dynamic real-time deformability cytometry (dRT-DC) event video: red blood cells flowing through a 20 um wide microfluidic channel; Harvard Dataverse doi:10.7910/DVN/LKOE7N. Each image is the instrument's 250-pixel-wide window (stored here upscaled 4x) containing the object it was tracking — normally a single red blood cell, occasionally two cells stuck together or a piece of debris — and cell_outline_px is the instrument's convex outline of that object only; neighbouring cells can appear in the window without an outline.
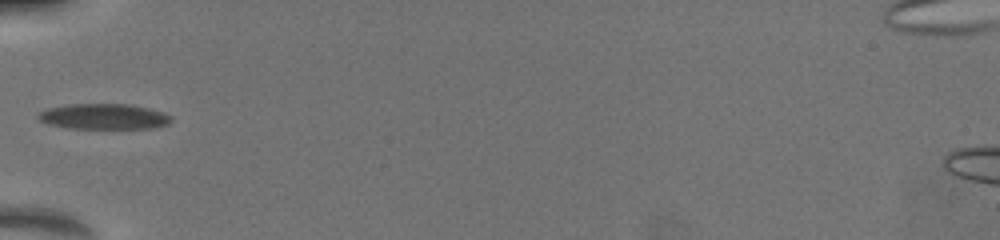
{"species": "common noctule bat (a hibernating species)", "species_latin": "Nyctalus noctula", "temperature_condition": "warm", "stored_images_in_passage": 8, "camera_frame_rate_fps": 3000, "um_per_image_px": 0.085, "animal": {"sex": "female", "body_mass_g": 19.5, "forearm_length_mm": 54.1}, "frame": {"image": 1, "passage_image": 1, "time_ms": 0.0, "image_size_px": [1000, 240], "cell_outline_px": [[172, 120], [168, 124], [152, 128], [68, 128], [48, 124], [40, 120], [36, 116], [40, 112], [48, 108], [72, 104], [132, 104], [148, 108], [160, 112], [168, 116]], "centroid_in_image_um": [8.79, 9.9], "position_along_channel_um": 76.2, "area_um2": 19.54}}
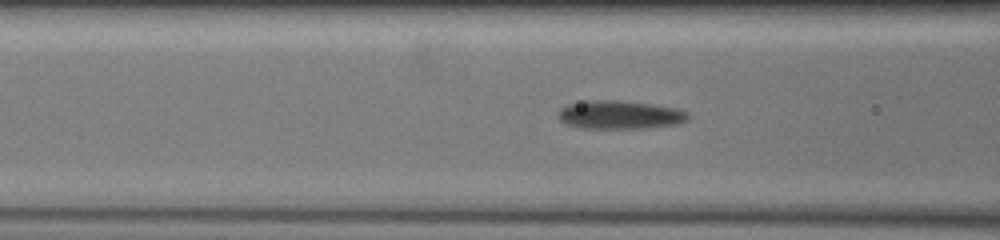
{"frame": {"image": 2, "passage_image": 7, "time_ms": 1.0, "image_size_px": [1000, 240], "cell_outline_px": [[688, 120], [680, 124], [648, 128], [584, 128], [568, 124], [560, 120], [560, 112], [568, 104], [600, 100], [604, 100], [648, 104], [676, 108], [688, 112]], "centroid_in_image_um": [52.78, 9.78], "position_along_channel_um": 113.8, "area_um2": 20.87}}